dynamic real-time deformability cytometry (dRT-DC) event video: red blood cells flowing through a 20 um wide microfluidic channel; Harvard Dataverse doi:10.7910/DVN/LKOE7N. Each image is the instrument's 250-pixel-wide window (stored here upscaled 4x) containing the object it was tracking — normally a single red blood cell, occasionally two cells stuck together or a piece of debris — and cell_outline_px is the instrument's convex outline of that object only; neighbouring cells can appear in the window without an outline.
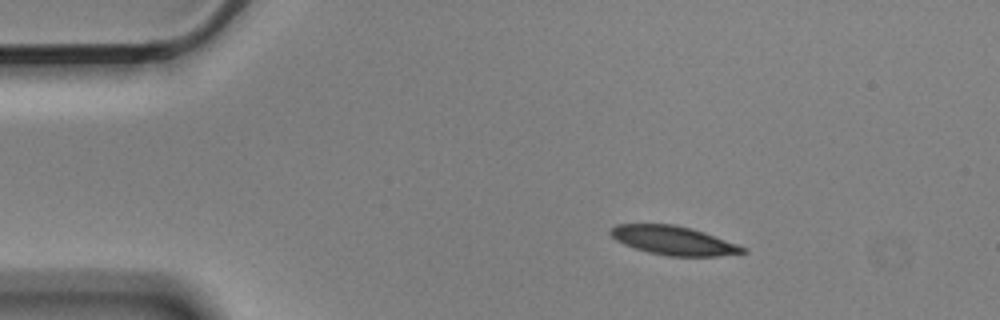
{"species": "Egyptian fruit bat (a non-hibernating species)", "species_latin": "Rousettus aegyptiacus", "temperature_condition": "cold", "stored_images_in_passage": 3, "camera_frame_rate_fps": 3000, "um_per_image_px": 0.085, "animal": {"sex": "male"}, "frame": {"image": 1, "passage_image": 1, "time_ms": 0.0, "image_size_px": [1000, 320], "cell_outline_px": [[748, 252], [716, 256], [668, 256], [648, 252], [624, 244], [616, 240], [608, 232], [616, 224], [676, 224], [692, 228], [704, 232], [748, 248]], "centroid_in_image_um": [57.26, 20.44], "position_along_channel_um": 27.7, "area_um2": 22.2}}